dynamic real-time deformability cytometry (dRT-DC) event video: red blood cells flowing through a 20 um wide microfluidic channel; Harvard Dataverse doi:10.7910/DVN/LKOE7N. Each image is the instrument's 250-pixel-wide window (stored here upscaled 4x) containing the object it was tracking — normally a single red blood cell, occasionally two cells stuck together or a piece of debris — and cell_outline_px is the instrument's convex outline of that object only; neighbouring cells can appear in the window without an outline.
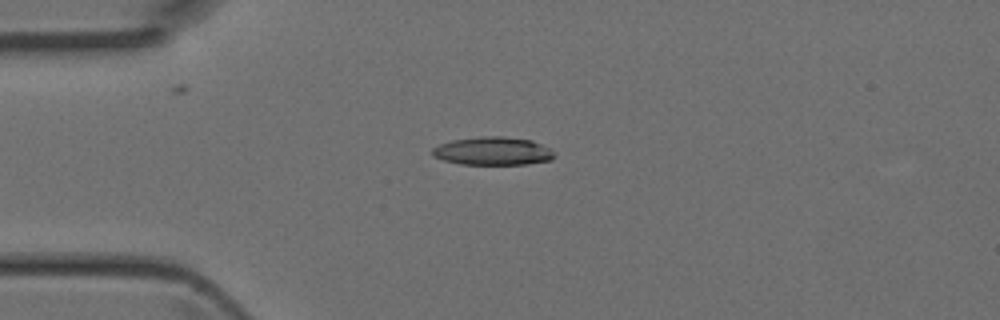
{"species": "Egyptian fruit bat (a non-hibernating species)", "species_latin": "Rousettus aegyptiacus", "temperature_condition": "room temperature", "stored_images_in_passage": 4, "camera_frame_rate_fps": 3000, "um_per_image_px": 0.085, "animal": {"sex": "female"}, "frame": {"image": 1, "passage_image": 4, "time_ms": 1.0, "image_size_px": [1000, 320], "cell_outline_px": [[556, 156], [552, 160], [524, 164], [460, 164], [444, 160], [432, 156], [432, 148], [440, 144], [452, 140], [480, 136], [504, 136], [532, 140], [552, 148]], "centroid_in_image_um": [41.93, 12.83], "position_along_channel_um": 43.1, "area_um2": 20.23}}